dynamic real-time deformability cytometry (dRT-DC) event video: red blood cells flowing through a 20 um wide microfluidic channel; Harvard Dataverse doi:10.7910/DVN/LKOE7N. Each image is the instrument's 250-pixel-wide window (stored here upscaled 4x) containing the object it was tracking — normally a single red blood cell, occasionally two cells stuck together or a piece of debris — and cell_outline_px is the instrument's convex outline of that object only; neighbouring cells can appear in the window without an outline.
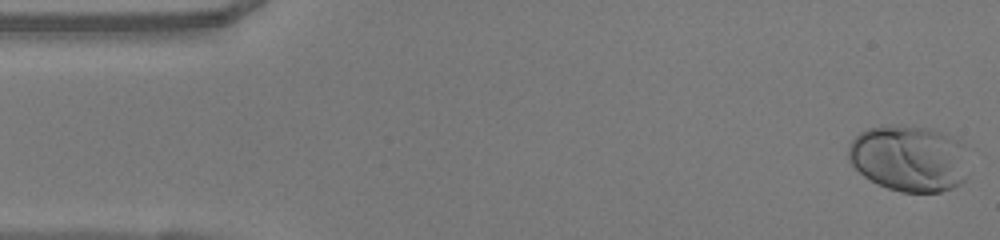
{"species": "human", "species_latin": "Homo sapiens", "temperature_condition": "warm", "stored_images_in_passage": 49, "camera_frame_rate_fps": 3000, "um_per_image_px": 0.085, "donor": {"sex": "female"}, "frame": {"image": 1, "passage_image": 1, "time_ms": 0.0, "image_size_px": [1000, 240], "cell_outline_px": [[964, 180], [960, 184], [952, 188], [940, 192], [900, 192], [888, 188], [864, 176], [848, 160], [848, 144], [860, 132], [868, 128], [888, 124], [928, 128], [952, 136], [960, 140]], "centroid_in_image_um": [77.18, 13.45], "position_along_channel_um": 7.8, "area_um2": 45.84}}
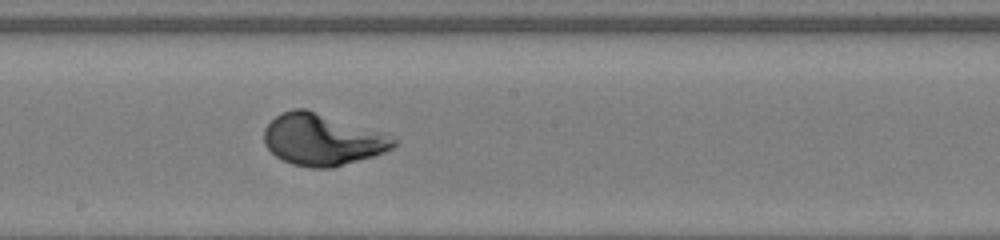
{"frame": {"image": 2, "passage_image": 26, "time_ms": 8.333, "image_size_px": [1000, 240], "cell_outline_px": [[400, 140], [392, 148], [384, 152], [372, 156], [332, 168], [312, 168], [292, 164], [276, 156], [264, 144], [264, 128], [276, 116], [292, 108], [304, 108], [384, 132]], "centroid_in_image_um": [27.42, 11.86], "position_along_channel_um": 220.8, "area_um2": 38.96}}
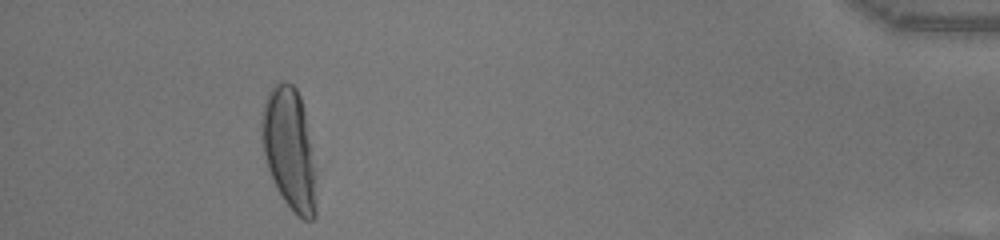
{"frame": {"image": 3, "passage_image": 45, "time_ms": 14.667, "image_size_px": [1000, 240], "cell_outline_px": [[316, 216], [312, 220], [304, 220], [296, 216], [292, 212], [276, 188], [268, 168], [264, 156], [260, 128], [260, 124], [264, 100], [268, 92], [280, 80], [284, 80], [292, 84], [296, 88], [300, 96], [304, 112], [316, 172]], "centroid_in_image_um": [24.59, 12.7], "position_along_channel_um": 410.6, "area_um2": 39.02}}